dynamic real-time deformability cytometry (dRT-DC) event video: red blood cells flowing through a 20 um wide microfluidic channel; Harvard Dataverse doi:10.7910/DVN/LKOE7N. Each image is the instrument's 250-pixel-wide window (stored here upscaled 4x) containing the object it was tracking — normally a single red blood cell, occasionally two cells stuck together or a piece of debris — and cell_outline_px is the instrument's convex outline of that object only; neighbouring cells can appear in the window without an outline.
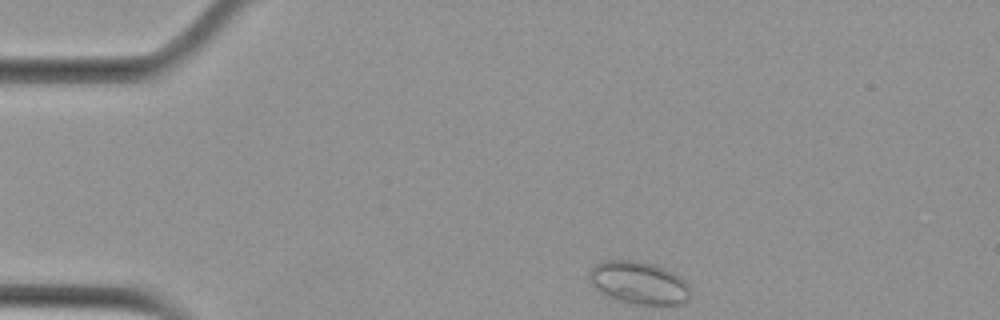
{"species": "Egyptian fruit bat (a non-hibernating species)", "species_latin": "Rousettus aegyptiacus", "temperature_condition": "cold", "stored_images_in_passage": 4, "camera_frame_rate_fps": 3000, "um_per_image_px": 0.085, "animal": {"sex": "female"}, "frame": {"image": 1, "passage_image": 1, "time_ms": 0.0, "image_size_px": [1000, 320], "cell_outline_px": [[692, 292], [688, 300], [684, 304], [628, 304], [616, 300], [608, 296], [596, 288], [588, 280], [588, 272], [596, 264], [604, 260], [636, 260], [652, 264], [664, 268], [672, 272], [684, 280], [688, 284]], "centroid_in_image_um": [54.3, 24.04], "position_along_channel_um": 30.7, "area_um2": 25.32}}
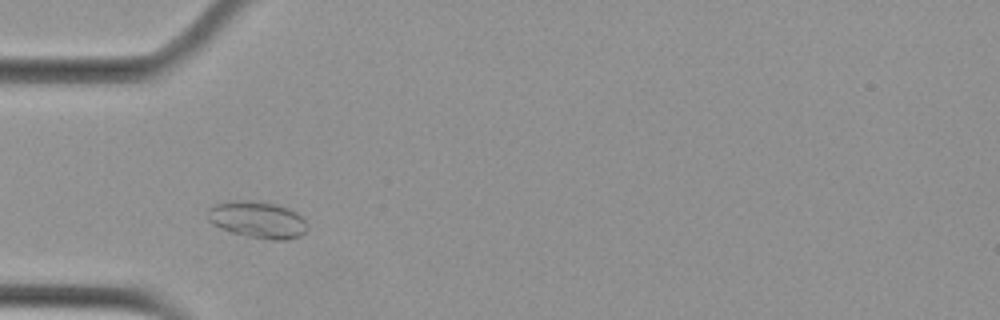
{"frame": {"image": 2, "passage_image": 3, "time_ms": 0.667, "image_size_px": [1000, 320], "cell_outline_px": [[308, 228], [300, 236], [288, 240], [272, 240], [248, 236], [232, 232], [220, 228], [212, 224], [208, 220], [208, 208], [216, 204], [228, 200], [256, 200], [276, 204], [288, 208], [296, 212], [308, 224]], "centroid_in_image_um": [21.89, 18.66], "position_along_channel_um": 63.1, "area_um2": 21.56}}